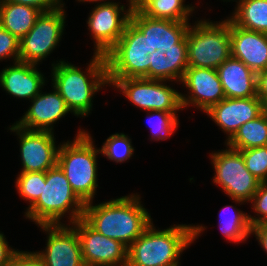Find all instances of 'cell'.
I'll return each mask as SVG.
<instances>
[{"mask_svg":"<svg viewBox=\"0 0 267 266\" xmlns=\"http://www.w3.org/2000/svg\"><path fill=\"white\" fill-rule=\"evenodd\" d=\"M140 198L136 193L97 205L85 203L83 219L98 233L129 247L153 222Z\"/></svg>","mask_w":267,"mask_h":266,"instance_id":"6da1fadb","label":"cell"},{"mask_svg":"<svg viewBox=\"0 0 267 266\" xmlns=\"http://www.w3.org/2000/svg\"><path fill=\"white\" fill-rule=\"evenodd\" d=\"M205 229L178 224L157 230L152 222L128 247L127 266H180V255Z\"/></svg>","mask_w":267,"mask_h":266,"instance_id":"7a4b0ae2","label":"cell"},{"mask_svg":"<svg viewBox=\"0 0 267 266\" xmlns=\"http://www.w3.org/2000/svg\"><path fill=\"white\" fill-rule=\"evenodd\" d=\"M56 62L52 63V86L75 116H88L93 95L108 85L105 56L94 53L85 72L68 61Z\"/></svg>","mask_w":267,"mask_h":266,"instance_id":"3957f363","label":"cell"},{"mask_svg":"<svg viewBox=\"0 0 267 266\" xmlns=\"http://www.w3.org/2000/svg\"><path fill=\"white\" fill-rule=\"evenodd\" d=\"M85 203L76 195L58 165L45 172L43 189L38 200L28 207L25 216L37 225L64 224L60 220L69 214V224L83 218Z\"/></svg>","mask_w":267,"mask_h":266,"instance_id":"277c9868","label":"cell"},{"mask_svg":"<svg viewBox=\"0 0 267 266\" xmlns=\"http://www.w3.org/2000/svg\"><path fill=\"white\" fill-rule=\"evenodd\" d=\"M89 132L81 128L72 141L63 142L58 150L57 165L64 172L72 190L84 202L93 201L97 184V154Z\"/></svg>","mask_w":267,"mask_h":266,"instance_id":"5b68a950","label":"cell"},{"mask_svg":"<svg viewBox=\"0 0 267 266\" xmlns=\"http://www.w3.org/2000/svg\"><path fill=\"white\" fill-rule=\"evenodd\" d=\"M194 24L186 34L188 67L217 69L231 56L230 19L219 23L204 19Z\"/></svg>","mask_w":267,"mask_h":266,"instance_id":"8992f818","label":"cell"},{"mask_svg":"<svg viewBox=\"0 0 267 266\" xmlns=\"http://www.w3.org/2000/svg\"><path fill=\"white\" fill-rule=\"evenodd\" d=\"M104 56L108 79H149L147 37L131 21L118 42Z\"/></svg>","mask_w":267,"mask_h":266,"instance_id":"52a82bcc","label":"cell"},{"mask_svg":"<svg viewBox=\"0 0 267 266\" xmlns=\"http://www.w3.org/2000/svg\"><path fill=\"white\" fill-rule=\"evenodd\" d=\"M210 154L215 171L213 182L236 203L250 202L260 181L246 168L242 153L227 146L225 150Z\"/></svg>","mask_w":267,"mask_h":266,"instance_id":"ba28073f","label":"cell"},{"mask_svg":"<svg viewBox=\"0 0 267 266\" xmlns=\"http://www.w3.org/2000/svg\"><path fill=\"white\" fill-rule=\"evenodd\" d=\"M166 80L147 78L108 79L111 85L136 107L145 111L177 112L182 110L180 92L166 84Z\"/></svg>","mask_w":267,"mask_h":266,"instance_id":"9c48e42d","label":"cell"},{"mask_svg":"<svg viewBox=\"0 0 267 266\" xmlns=\"http://www.w3.org/2000/svg\"><path fill=\"white\" fill-rule=\"evenodd\" d=\"M64 5L41 12L33 28L19 41V61L39 65L59 45L65 28Z\"/></svg>","mask_w":267,"mask_h":266,"instance_id":"30bf717a","label":"cell"},{"mask_svg":"<svg viewBox=\"0 0 267 266\" xmlns=\"http://www.w3.org/2000/svg\"><path fill=\"white\" fill-rule=\"evenodd\" d=\"M128 9L121 3H99L87 19V26L94 39V53L105 55L120 39L132 13L131 0ZM122 12V13H121Z\"/></svg>","mask_w":267,"mask_h":266,"instance_id":"8fae6325","label":"cell"},{"mask_svg":"<svg viewBox=\"0 0 267 266\" xmlns=\"http://www.w3.org/2000/svg\"><path fill=\"white\" fill-rule=\"evenodd\" d=\"M81 241L85 266H127L128 247L94 230L83 218L72 223Z\"/></svg>","mask_w":267,"mask_h":266,"instance_id":"7c38bea8","label":"cell"},{"mask_svg":"<svg viewBox=\"0 0 267 266\" xmlns=\"http://www.w3.org/2000/svg\"><path fill=\"white\" fill-rule=\"evenodd\" d=\"M19 138L21 172H46L57 165L59 145L54 132L27 130L14 123L9 129Z\"/></svg>","mask_w":267,"mask_h":266,"instance_id":"4fadbf2b","label":"cell"},{"mask_svg":"<svg viewBox=\"0 0 267 266\" xmlns=\"http://www.w3.org/2000/svg\"><path fill=\"white\" fill-rule=\"evenodd\" d=\"M47 232L45 250L36 252L45 266H85L81 241L70 224L38 225Z\"/></svg>","mask_w":267,"mask_h":266,"instance_id":"5bb4252c","label":"cell"},{"mask_svg":"<svg viewBox=\"0 0 267 266\" xmlns=\"http://www.w3.org/2000/svg\"><path fill=\"white\" fill-rule=\"evenodd\" d=\"M189 95L180 93L182 109L190 105L204 113L226 98L216 69L188 67L181 80Z\"/></svg>","mask_w":267,"mask_h":266,"instance_id":"9a60e30c","label":"cell"},{"mask_svg":"<svg viewBox=\"0 0 267 266\" xmlns=\"http://www.w3.org/2000/svg\"><path fill=\"white\" fill-rule=\"evenodd\" d=\"M266 107L258 96L250 98H224L205 113L228 134L229 140L240 126L256 119Z\"/></svg>","mask_w":267,"mask_h":266,"instance_id":"2e32d148","label":"cell"},{"mask_svg":"<svg viewBox=\"0 0 267 266\" xmlns=\"http://www.w3.org/2000/svg\"><path fill=\"white\" fill-rule=\"evenodd\" d=\"M130 21L147 37L149 54L158 49L162 53L178 49V43L190 27L189 22L151 18L137 10H132Z\"/></svg>","mask_w":267,"mask_h":266,"instance_id":"e0dca14e","label":"cell"},{"mask_svg":"<svg viewBox=\"0 0 267 266\" xmlns=\"http://www.w3.org/2000/svg\"><path fill=\"white\" fill-rule=\"evenodd\" d=\"M52 88L54 91L50 93L41 91L31 99L32 105L15 124L27 130L53 132L54 123L56 124L71 111L59 92L54 87Z\"/></svg>","mask_w":267,"mask_h":266,"instance_id":"ac0fdd59","label":"cell"},{"mask_svg":"<svg viewBox=\"0 0 267 266\" xmlns=\"http://www.w3.org/2000/svg\"><path fill=\"white\" fill-rule=\"evenodd\" d=\"M231 57L240 60L253 72L267 69V34L243 29L230 20Z\"/></svg>","mask_w":267,"mask_h":266,"instance_id":"d6986e66","label":"cell"},{"mask_svg":"<svg viewBox=\"0 0 267 266\" xmlns=\"http://www.w3.org/2000/svg\"><path fill=\"white\" fill-rule=\"evenodd\" d=\"M5 67L0 72V86L13 97L20 99H33L45 86V77L37 70L36 64L21 61Z\"/></svg>","mask_w":267,"mask_h":266,"instance_id":"ffe728a7","label":"cell"},{"mask_svg":"<svg viewBox=\"0 0 267 266\" xmlns=\"http://www.w3.org/2000/svg\"><path fill=\"white\" fill-rule=\"evenodd\" d=\"M216 70L226 98L257 96V74L240 60L230 56Z\"/></svg>","mask_w":267,"mask_h":266,"instance_id":"44dd1931","label":"cell"},{"mask_svg":"<svg viewBox=\"0 0 267 266\" xmlns=\"http://www.w3.org/2000/svg\"><path fill=\"white\" fill-rule=\"evenodd\" d=\"M41 11L35 7L3 0L0 25L21 40L34 26Z\"/></svg>","mask_w":267,"mask_h":266,"instance_id":"7402d4cb","label":"cell"},{"mask_svg":"<svg viewBox=\"0 0 267 266\" xmlns=\"http://www.w3.org/2000/svg\"><path fill=\"white\" fill-rule=\"evenodd\" d=\"M235 2H237L235 11L228 18L243 29L267 34V0H236Z\"/></svg>","mask_w":267,"mask_h":266,"instance_id":"603a6c76","label":"cell"},{"mask_svg":"<svg viewBox=\"0 0 267 266\" xmlns=\"http://www.w3.org/2000/svg\"><path fill=\"white\" fill-rule=\"evenodd\" d=\"M225 144L235 150L267 146V109L256 119L240 126Z\"/></svg>","mask_w":267,"mask_h":266,"instance_id":"cb8c5ba5","label":"cell"},{"mask_svg":"<svg viewBox=\"0 0 267 266\" xmlns=\"http://www.w3.org/2000/svg\"><path fill=\"white\" fill-rule=\"evenodd\" d=\"M234 209L237 211L235 212ZM248 215L232 205L222 208L219 213V228L228 241L242 243V241L245 242L249 238L252 227Z\"/></svg>","mask_w":267,"mask_h":266,"instance_id":"d4e9b609","label":"cell"},{"mask_svg":"<svg viewBox=\"0 0 267 266\" xmlns=\"http://www.w3.org/2000/svg\"><path fill=\"white\" fill-rule=\"evenodd\" d=\"M185 0H152L142 12L151 18L175 22H189L195 6L185 5Z\"/></svg>","mask_w":267,"mask_h":266,"instance_id":"484cf974","label":"cell"},{"mask_svg":"<svg viewBox=\"0 0 267 266\" xmlns=\"http://www.w3.org/2000/svg\"><path fill=\"white\" fill-rule=\"evenodd\" d=\"M150 113V114H149ZM149 128L151 131V139L154 141L166 140L179 126L177 112L165 111H148Z\"/></svg>","mask_w":267,"mask_h":266,"instance_id":"4316f807","label":"cell"},{"mask_svg":"<svg viewBox=\"0 0 267 266\" xmlns=\"http://www.w3.org/2000/svg\"><path fill=\"white\" fill-rule=\"evenodd\" d=\"M131 139L124 133H115L109 136L103 143L100 151L109 160L123 163L134 154Z\"/></svg>","mask_w":267,"mask_h":266,"instance_id":"83f0119b","label":"cell"},{"mask_svg":"<svg viewBox=\"0 0 267 266\" xmlns=\"http://www.w3.org/2000/svg\"><path fill=\"white\" fill-rule=\"evenodd\" d=\"M45 181V172H21L16 178V188L19 196L29 201L31 207L39 198Z\"/></svg>","mask_w":267,"mask_h":266,"instance_id":"f1b7e54d","label":"cell"},{"mask_svg":"<svg viewBox=\"0 0 267 266\" xmlns=\"http://www.w3.org/2000/svg\"><path fill=\"white\" fill-rule=\"evenodd\" d=\"M164 56L169 61V82L177 81L180 84L188 68L187 37L178 43V49L164 51Z\"/></svg>","mask_w":267,"mask_h":266,"instance_id":"f546056e","label":"cell"},{"mask_svg":"<svg viewBox=\"0 0 267 266\" xmlns=\"http://www.w3.org/2000/svg\"><path fill=\"white\" fill-rule=\"evenodd\" d=\"M246 168L260 182H267V146L239 150Z\"/></svg>","mask_w":267,"mask_h":266,"instance_id":"4dcf8cb0","label":"cell"},{"mask_svg":"<svg viewBox=\"0 0 267 266\" xmlns=\"http://www.w3.org/2000/svg\"><path fill=\"white\" fill-rule=\"evenodd\" d=\"M250 203L257 217L248 215L251 227L267 221V182H260L257 191L252 197Z\"/></svg>","mask_w":267,"mask_h":266,"instance_id":"1f68e13d","label":"cell"},{"mask_svg":"<svg viewBox=\"0 0 267 266\" xmlns=\"http://www.w3.org/2000/svg\"><path fill=\"white\" fill-rule=\"evenodd\" d=\"M149 79L169 81V61L160 49L149 54Z\"/></svg>","mask_w":267,"mask_h":266,"instance_id":"d6a6232c","label":"cell"},{"mask_svg":"<svg viewBox=\"0 0 267 266\" xmlns=\"http://www.w3.org/2000/svg\"><path fill=\"white\" fill-rule=\"evenodd\" d=\"M19 41L0 25V61L7 58L19 61Z\"/></svg>","mask_w":267,"mask_h":266,"instance_id":"836d02e7","label":"cell"},{"mask_svg":"<svg viewBox=\"0 0 267 266\" xmlns=\"http://www.w3.org/2000/svg\"><path fill=\"white\" fill-rule=\"evenodd\" d=\"M9 266H45L36 252L18 251Z\"/></svg>","mask_w":267,"mask_h":266,"instance_id":"e575fe53","label":"cell"},{"mask_svg":"<svg viewBox=\"0 0 267 266\" xmlns=\"http://www.w3.org/2000/svg\"><path fill=\"white\" fill-rule=\"evenodd\" d=\"M15 4L27 5L35 7L41 12H48L59 8L62 3V0H5Z\"/></svg>","mask_w":267,"mask_h":266,"instance_id":"d590c367","label":"cell"},{"mask_svg":"<svg viewBox=\"0 0 267 266\" xmlns=\"http://www.w3.org/2000/svg\"><path fill=\"white\" fill-rule=\"evenodd\" d=\"M18 251L10 248L5 235L0 232V266H9Z\"/></svg>","mask_w":267,"mask_h":266,"instance_id":"8d00e7d4","label":"cell"},{"mask_svg":"<svg viewBox=\"0 0 267 266\" xmlns=\"http://www.w3.org/2000/svg\"><path fill=\"white\" fill-rule=\"evenodd\" d=\"M257 96L261 99L267 109V69L257 73Z\"/></svg>","mask_w":267,"mask_h":266,"instance_id":"74e56055","label":"cell"},{"mask_svg":"<svg viewBox=\"0 0 267 266\" xmlns=\"http://www.w3.org/2000/svg\"><path fill=\"white\" fill-rule=\"evenodd\" d=\"M251 234L256 236L259 245L267 253V221L253 226L251 228Z\"/></svg>","mask_w":267,"mask_h":266,"instance_id":"f35d334b","label":"cell"},{"mask_svg":"<svg viewBox=\"0 0 267 266\" xmlns=\"http://www.w3.org/2000/svg\"><path fill=\"white\" fill-rule=\"evenodd\" d=\"M152 0H131L132 9L142 11Z\"/></svg>","mask_w":267,"mask_h":266,"instance_id":"ab89813d","label":"cell"},{"mask_svg":"<svg viewBox=\"0 0 267 266\" xmlns=\"http://www.w3.org/2000/svg\"><path fill=\"white\" fill-rule=\"evenodd\" d=\"M77 1H79V2H89V3H90V2L94 3V2H97V1H98L97 4H99V3H102V4H103V3H110V1H107V2H106V1H104V0H77ZM99 1H102V2H99Z\"/></svg>","mask_w":267,"mask_h":266,"instance_id":"60d3db41","label":"cell"},{"mask_svg":"<svg viewBox=\"0 0 267 266\" xmlns=\"http://www.w3.org/2000/svg\"><path fill=\"white\" fill-rule=\"evenodd\" d=\"M3 0H0V14H1V6H2Z\"/></svg>","mask_w":267,"mask_h":266,"instance_id":"b9f144b4","label":"cell"}]
</instances>
